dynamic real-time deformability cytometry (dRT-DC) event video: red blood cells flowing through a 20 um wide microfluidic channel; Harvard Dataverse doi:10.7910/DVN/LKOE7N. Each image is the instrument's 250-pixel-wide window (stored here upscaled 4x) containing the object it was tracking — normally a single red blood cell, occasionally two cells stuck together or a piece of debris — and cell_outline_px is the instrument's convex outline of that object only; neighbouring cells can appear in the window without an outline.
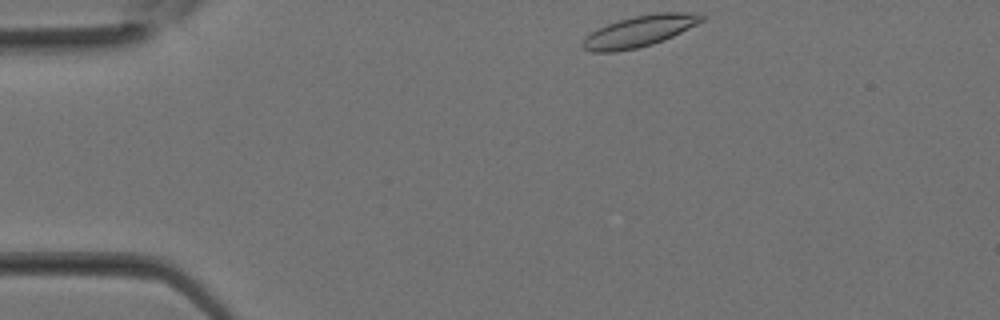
{"species": "Egyptian fruit bat (a non-hibernating species)", "species_latin": "Rousettus aegyptiacus", "temperature_condition": "room temperature", "stored_images_in_passage": 26, "camera_frame_rate_fps": 3000, "um_per_image_px": 0.085, "animal": {"sex": "female"}, "frame": {"image": 1, "passage_image": 1, "time_ms": 0.0, "image_size_px": [1000, 320], "cell_outline_px": [[704, 20], [664, 40], [652, 44], [636, 48], [612, 52], [592, 52], [584, 48], [580, 44], [592, 32], [608, 24], [620, 20], [636, 16], [656, 12], [692, 12], [704, 16]], "centroid_in_image_um": [54.37, 2.65], "position_along_channel_um": 30.6, "area_um2": 21.15}}
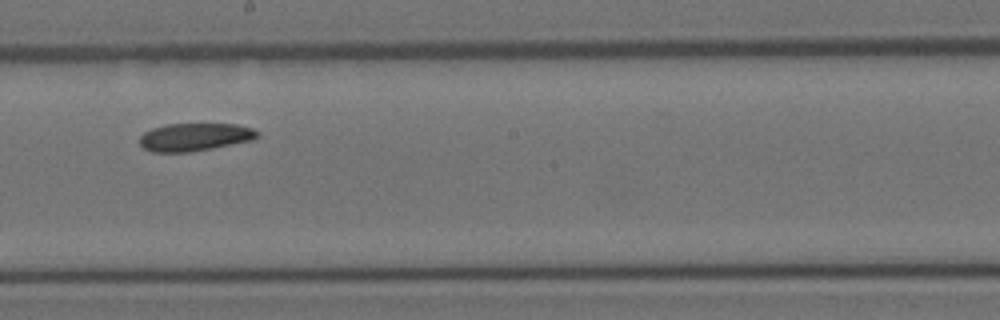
{"frame": {"image": 2, "passage_image": 13, "time_ms": 4.0, "image_size_px": [1000, 320], "cell_outline_px": [[260, 132], [252, 140], [212, 148], [188, 152], [152, 152], [144, 148], [140, 144], [140, 136], [144, 132], [152, 128], [168, 124], [236, 124], [252, 128]], "centroid_in_image_um": [16.53, 11.64], "position_along_channel_um": 231.7, "area_um2": 18.96}}
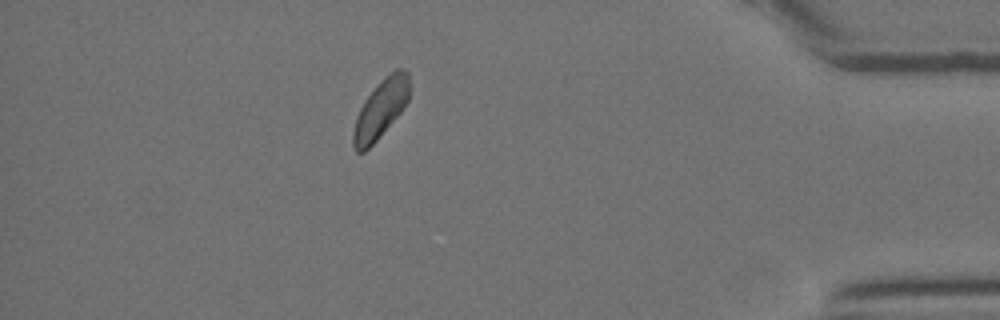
{"frame": {"image": 3, "passage_image": 23, "time_ms": 7.333, "image_size_px": [1000, 320], "cell_outline_px": [[408, 100], [400, 112], [376, 140], [364, 152], [356, 152], [352, 148], [352, 132], [356, 116], [364, 100], [376, 84], [384, 76], [396, 68], [404, 68], [408, 72]], "centroid_in_image_um": [32.31, 9.25], "position_along_channel_um": 402.9, "area_um2": 19.13}}